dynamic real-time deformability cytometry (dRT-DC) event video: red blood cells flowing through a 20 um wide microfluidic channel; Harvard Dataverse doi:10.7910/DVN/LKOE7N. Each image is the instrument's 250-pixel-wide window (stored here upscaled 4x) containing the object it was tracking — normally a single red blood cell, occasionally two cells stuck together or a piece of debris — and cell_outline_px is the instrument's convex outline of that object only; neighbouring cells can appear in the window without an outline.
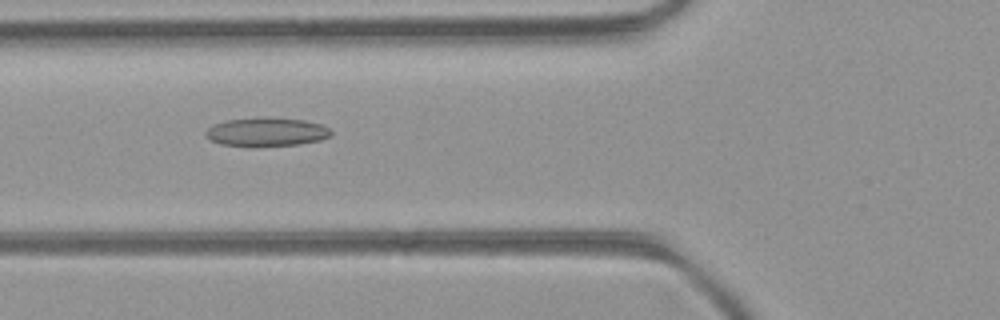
{"species": "common noctule bat (a hibernating species)", "species_latin": "Nyctalus noctula", "temperature_condition": "room temperature", "stored_images_in_passage": 44, "camera_frame_rate_fps": 3000, "um_per_image_px": 0.085, "animal": {"sex": "female", "body_mass_g": 21.9}, "frame": {"image": 1, "passage_image": 14, "time_ms": 4.333, "image_size_px": [1000, 320], "cell_outline_px": [[332, 132], [328, 136], [320, 140], [300, 144], [256, 148], [248, 148], [220, 144], [204, 136], [204, 132], [212, 124], [224, 120], [264, 116], [268, 116], [304, 120], [320, 124], [328, 128]], "centroid_in_image_um": [22.57, 11.23], "position_along_channel_um": 103.2, "area_um2": 21.79}}
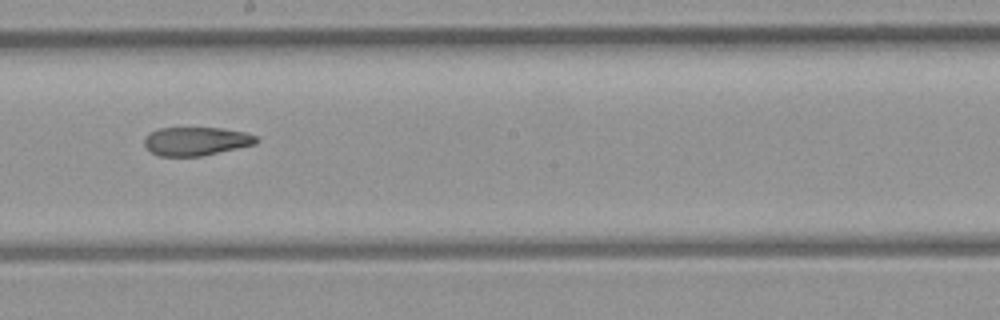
{"frame": {"image": 2, "passage_image": 23, "time_ms": 7.333, "image_size_px": [1000, 320], "cell_outline_px": [[260, 140], [256, 144], [200, 156], [160, 156], [144, 148], [144, 136], [160, 128], [224, 128], [244, 132], [256, 136]], "centroid_in_image_um": [16.66, 12.0], "position_along_channel_um": 231.5, "area_um2": 18.61}}
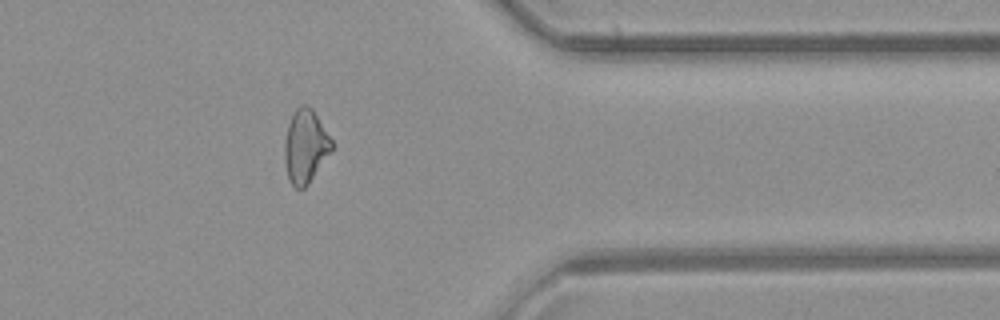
{"frame": {"image": 3, "passage_image": 35, "time_ms": 11.333, "image_size_px": [1000, 320], "cell_outline_px": [[332, 152], [308, 184], [304, 188], [296, 188], [288, 180], [284, 160], [284, 144], [288, 124], [292, 112], [300, 104], [308, 104], [312, 108], [332, 140]], "centroid_in_image_um": [25.95, 12.42], "position_along_channel_um": 385.5, "area_um2": 20.4}}